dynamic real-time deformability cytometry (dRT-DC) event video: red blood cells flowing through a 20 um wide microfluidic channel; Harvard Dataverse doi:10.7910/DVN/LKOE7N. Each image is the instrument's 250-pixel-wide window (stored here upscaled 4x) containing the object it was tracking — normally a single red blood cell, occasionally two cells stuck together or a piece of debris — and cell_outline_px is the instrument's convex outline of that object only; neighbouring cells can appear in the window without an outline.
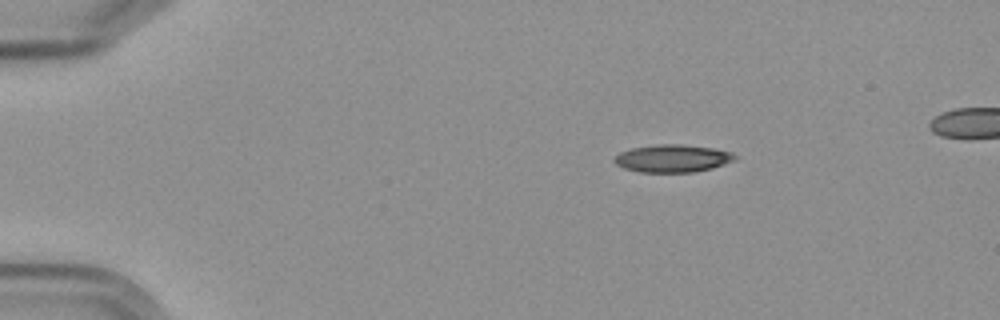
{"species": "Egyptian fruit bat (a non-hibernating species)", "species_latin": "Rousettus aegyptiacus", "temperature_condition": "cold", "stored_images_in_passage": 4, "camera_frame_rate_fps": 3000, "um_per_image_px": 0.085, "frame": {"image": 1, "passage_image": 1, "time_ms": 0.0, "image_size_px": [1000, 320], "cell_outline_px": [[736, 160], [712, 168], [692, 172], [640, 172], [624, 168], [616, 164], [612, 160], [620, 152], [632, 148], [656, 144], [680, 144], [712, 148], [728, 152], [736, 156]], "centroid_in_image_um": [57.13, 13.46], "position_along_channel_um": 27.9, "area_um2": 19.25}}